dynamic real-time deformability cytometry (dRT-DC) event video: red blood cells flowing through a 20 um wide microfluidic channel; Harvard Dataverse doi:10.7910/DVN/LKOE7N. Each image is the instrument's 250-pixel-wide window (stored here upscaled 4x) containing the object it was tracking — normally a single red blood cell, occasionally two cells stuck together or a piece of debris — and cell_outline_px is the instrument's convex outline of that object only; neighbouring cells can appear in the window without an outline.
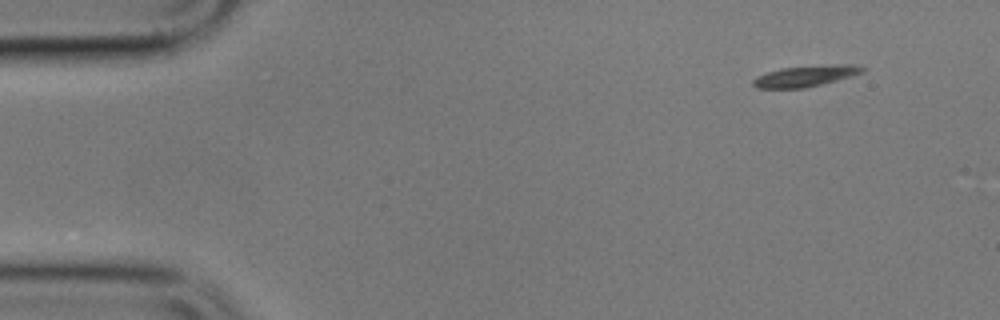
{"species": "common noctule bat (a hibernating species)", "species_latin": "Nyctalus noctula", "temperature_condition": "cold", "stored_images_in_passage": 9, "camera_frame_rate_fps": 3000, "um_per_image_px": 0.085, "animal": {"sex": "male", "body_mass_g": 17.9}, "frame": {"image": 1, "passage_image": 1, "time_ms": 0.0, "image_size_px": [1000, 320], "cell_outline_px": [[868, 68], [864, 72], [852, 76], [804, 88], [756, 88], [752, 84], [752, 80], [756, 76], [780, 68], [836, 64], [848, 64]], "centroid_in_image_um": [68.46, 6.46], "position_along_channel_um": 16.5, "area_um2": 13.35}}
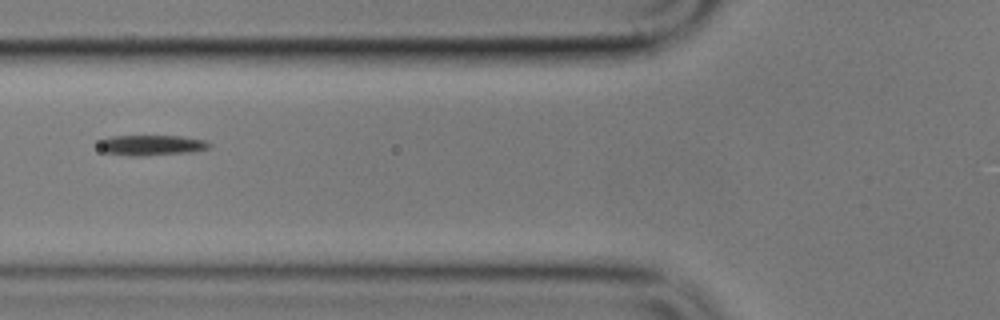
{"frame": {"image": 2, "passage_image": 5, "time_ms": 5.667, "image_size_px": [1000, 320], "cell_outline_px": [[212, 144], [208, 148], [192, 152], [144, 156], [128, 156], [104, 152], [96, 144], [100, 140], [112, 136], [180, 136], [204, 140]], "centroid_in_image_um": [12.84, 12.35], "position_along_channel_um": 113.0, "area_um2": 13.24}}
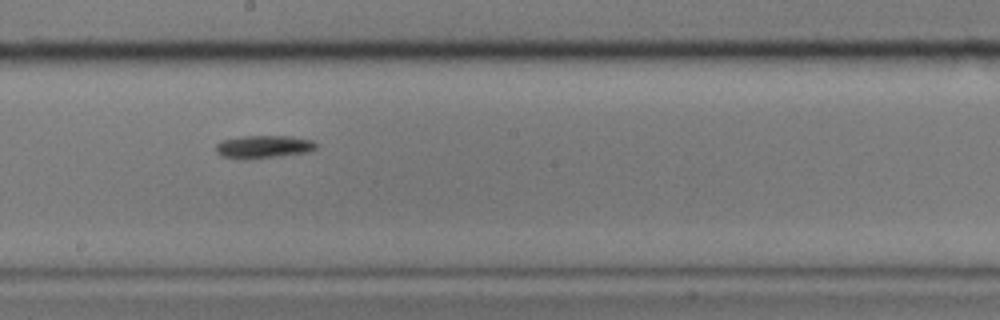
{"frame": {"image": 3, "passage_image": 8, "time_ms": 9.0, "image_size_px": [1000, 320], "cell_outline_px": [[316, 148], [308, 152], [276, 156], [220, 156], [216, 152], [216, 144], [220, 140], [244, 136], [292, 136], [312, 140], [316, 144]], "centroid_in_image_um": [22.43, 12.42], "position_along_channel_um": 225.8, "area_um2": 12.6}}